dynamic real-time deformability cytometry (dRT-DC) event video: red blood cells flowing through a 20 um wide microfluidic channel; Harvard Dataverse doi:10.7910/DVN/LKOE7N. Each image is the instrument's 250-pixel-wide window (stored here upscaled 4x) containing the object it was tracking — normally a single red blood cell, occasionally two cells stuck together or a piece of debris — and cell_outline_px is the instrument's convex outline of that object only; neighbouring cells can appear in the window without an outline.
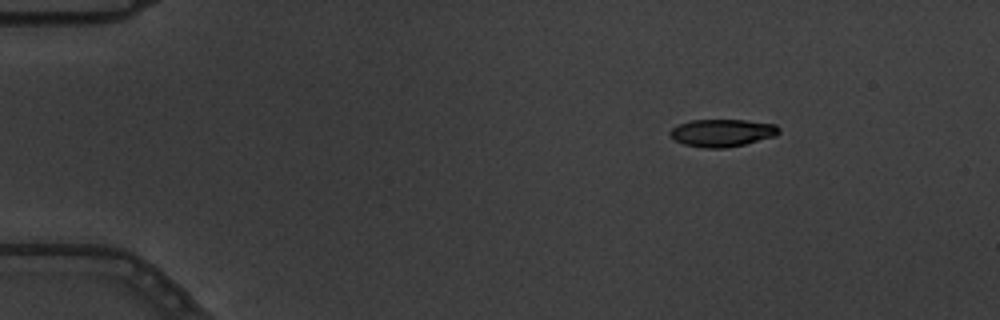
{"species": "common noctule bat (a hibernating species)", "species_latin": "Nyctalus noctula", "temperature_condition": "warm", "stored_images_in_passage": 5, "camera_frame_rate_fps": 3000, "um_per_image_px": 0.085, "animal": {"sex": "male", "body_mass_g": 19.5, "forearm_length_mm": 54.6}, "frame": {"image": 1, "passage_image": 1, "time_ms": 0.0, "image_size_px": [1000, 320], "cell_outline_px": [[780, 132], [776, 136], [744, 144], [724, 148], [704, 148], [684, 144], [676, 140], [668, 132], [672, 128], [680, 124], [692, 120], [744, 120], [776, 124], [780, 128]], "centroid_in_image_um": [61.42, 11.29], "position_along_channel_um": 23.6, "area_um2": 17.34}}
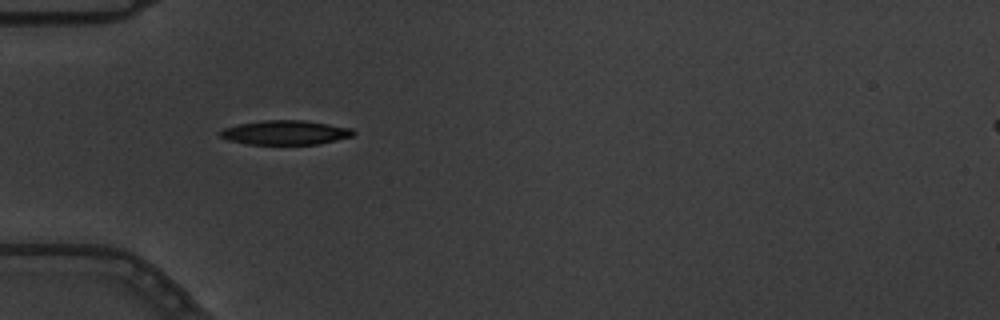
{"frame": {"image": 2, "passage_image": 4, "time_ms": 1.0, "image_size_px": [1000, 320], "cell_outline_px": [[356, 132], [352, 136], [320, 144], [244, 144], [228, 140], [220, 136], [220, 132], [224, 128], [236, 124], [264, 120], [304, 120], [352, 128]], "centroid_in_image_um": [24.25, 11.26], "position_along_channel_um": 60.8, "area_um2": 18.9}}